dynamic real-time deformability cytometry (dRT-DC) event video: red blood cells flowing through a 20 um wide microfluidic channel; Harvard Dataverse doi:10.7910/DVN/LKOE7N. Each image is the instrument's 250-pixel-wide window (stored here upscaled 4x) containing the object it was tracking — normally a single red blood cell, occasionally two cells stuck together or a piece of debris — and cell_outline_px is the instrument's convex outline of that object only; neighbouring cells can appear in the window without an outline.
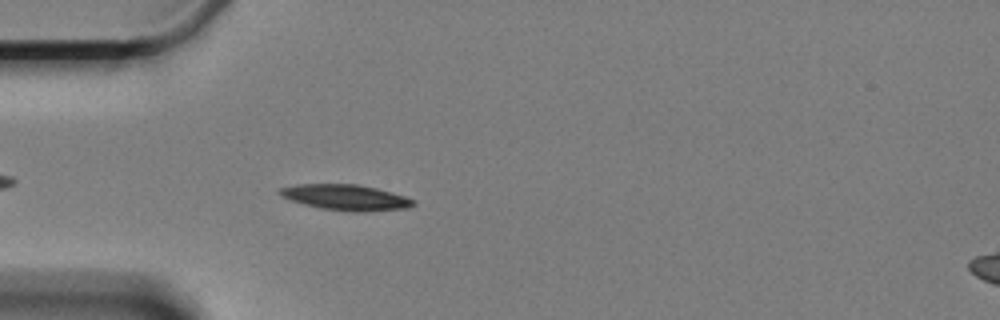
{"species": "Egyptian fruit bat (a non-hibernating species)", "species_latin": "Rousettus aegyptiacus", "temperature_condition": "cold", "stored_images_in_passage": 48, "camera_frame_rate_fps": 3000, "um_per_image_px": 0.085, "animal": {"sex": "female"}, "frame": {"image": 1, "passage_image": 5, "time_ms": 1.333, "image_size_px": [1000, 320], "cell_outline_px": [[416, 204], [408, 208], [360, 212], [352, 212], [320, 208], [304, 204], [280, 196], [276, 192], [280, 188], [296, 184], [356, 184], [376, 188], [392, 192], [416, 200]], "centroid_in_image_um": [29.39, 16.78], "position_along_channel_um": 55.6, "area_um2": 20.06}}
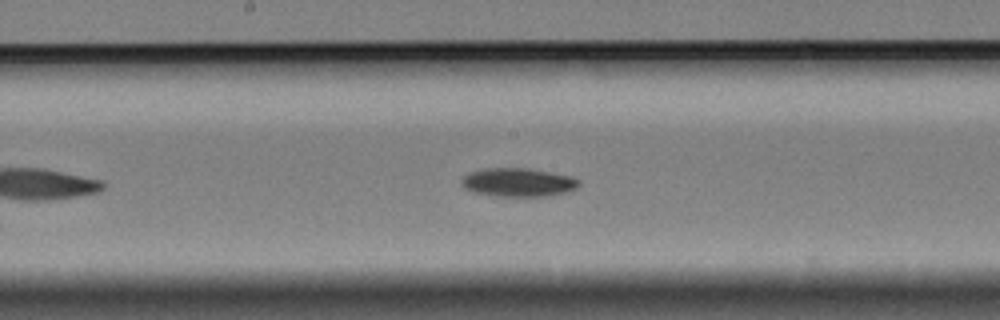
{"frame": {"image": 2, "passage_image": 19, "time_ms": 6.0, "image_size_px": [1000, 320], "cell_outline_px": [[580, 184], [576, 188], [564, 192], [548, 196], [492, 196], [472, 192], [464, 188], [460, 184], [460, 180], [468, 172], [480, 168], [528, 168], [572, 176], [580, 180]], "centroid_in_image_um": [43.98, 15.49], "position_along_channel_um": 204.2, "area_um2": 19.83}}
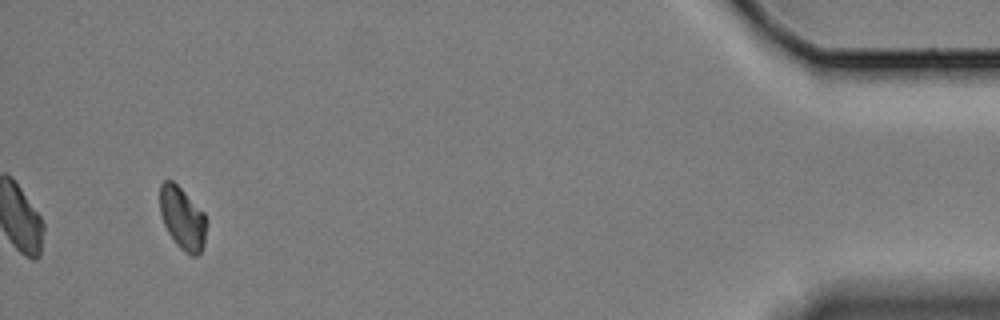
{"frame": {"image": 3, "passage_image": 45, "time_ms": 14.667, "image_size_px": [1000, 320], "cell_outline_px": [[208, 224], [204, 244], [200, 252], [196, 256], [188, 256], [176, 244], [168, 232], [164, 224], [160, 212], [160, 184], [164, 180], [172, 180], [204, 212], [208, 220]], "centroid_in_image_um": [15.53, 18.58], "position_along_channel_um": 419.7, "area_um2": 17.17}, "authors_computed_cell_mechanics": {"area_um2": 18.8428, "velocity_mm_per_s": 3.3077, "shape_relaxation_time_tau1_ms": 3.1694, "shape_relaxation_time_tau2_ms": null, "deformation_change_tau1": 0.0839, "deformation_change_tau2": null}}